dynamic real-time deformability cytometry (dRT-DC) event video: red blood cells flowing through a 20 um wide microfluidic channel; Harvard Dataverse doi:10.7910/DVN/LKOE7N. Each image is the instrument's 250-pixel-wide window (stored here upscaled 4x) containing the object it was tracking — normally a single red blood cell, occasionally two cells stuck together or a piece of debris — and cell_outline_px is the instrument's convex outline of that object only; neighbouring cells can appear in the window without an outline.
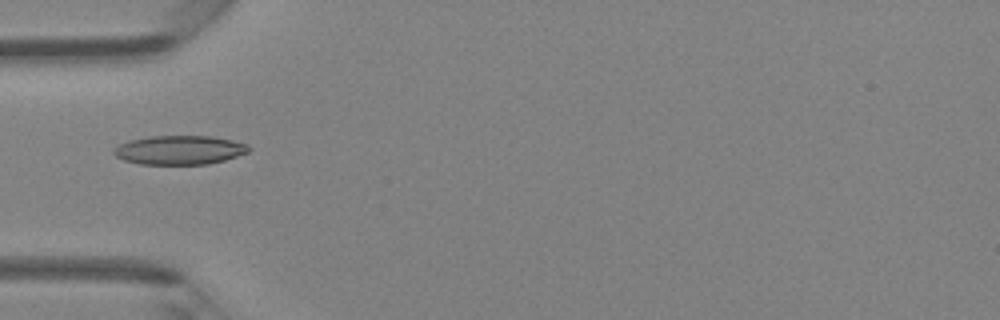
{"species": "Egyptian fruit bat (a non-hibernating species)", "species_latin": "Rousettus aegyptiacus", "temperature_condition": "room temperature", "stored_images_in_passage": 33, "camera_frame_rate_fps": 3000, "um_per_image_px": 0.085, "animal": {"sex": "female"}, "frame": {"image": 1, "passage_image": 2, "time_ms": 0.333, "image_size_px": [1000, 320], "cell_outline_px": [[252, 148], [248, 152], [224, 160], [208, 164], [140, 164], [124, 160], [116, 156], [112, 152], [112, 148], [128, 140], [152, 136], [212, 136], [232, 140], [248, 144]], "centroid_in_image_um": [15.25, 12.75], "position_along_channel_um": 69.7, "area_um2": 22.89}}
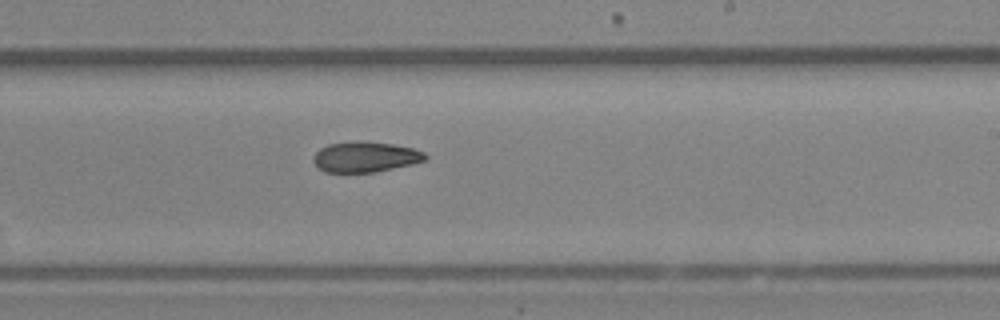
{"frame": {"image": 2, "passage_image": 15, "time_ms": 4.667, "image_size_px": [1000, 320], "cell_outline_px": [[428, 160], [412, 164], [372, 172], [324, 172], [312, 160], [312, 156], [320, 148], [328, 144], [392, 144], [412, 148], [424, 152], [428, 156]], "centroid_in_image_um": [31.07, 13.38], "position_along_channel_um": 257.9, "area_um2": 18.96}}
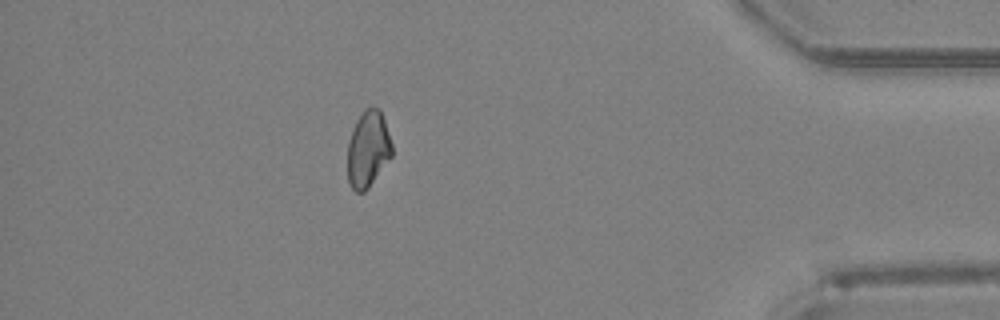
{"frame": {"image": 3, "passage_image": 28, "time_ms": 9.0, "image_size_px": [1000, 320], "cell_outline_px": [[392, 156], [368, 188], [364, 192], [356, 192], [352, 188], [348, 180], [348, 140], [356, 120], [364, 108], [372, 104], [380, 108], [392, 144]], "centroid_in_image_um": [31.28, 12.63], "position_along_channel_um": 403.9, "area_um2": 19.94}}